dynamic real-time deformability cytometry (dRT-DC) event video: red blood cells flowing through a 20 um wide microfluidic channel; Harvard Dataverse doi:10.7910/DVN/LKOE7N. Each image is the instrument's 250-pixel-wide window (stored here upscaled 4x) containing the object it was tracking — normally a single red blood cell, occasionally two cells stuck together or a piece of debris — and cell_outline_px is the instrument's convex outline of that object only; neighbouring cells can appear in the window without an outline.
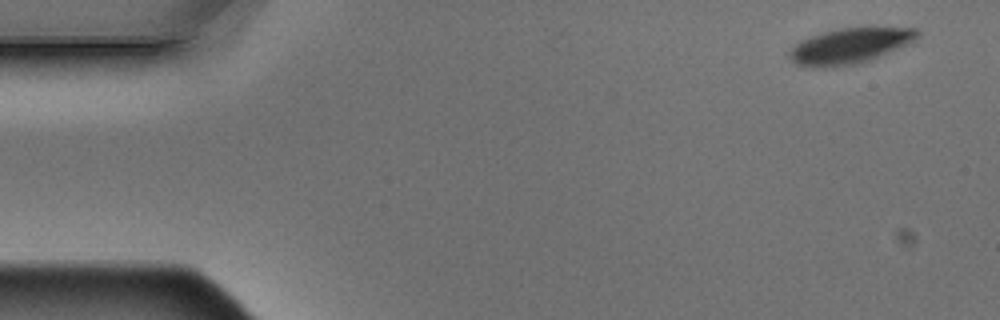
{"species": "Egyptian fruit bat (a non-hibernating species)", "species_latin": "Rousettus aegyptiacus", "temperature_condition": "warm", "stored_images_in_passage": 4, "camera_frame_rate_fps": 3000, "um_per_image_px": 0.085, "animal": {"sex": "male"}, "frame": {"image": 1, "passage_image": 1, "time_ms": 0.0, "image_size_px": [1000, 320], "cell_outline_px": [[920, 32], [916, 40], [908, 44], [868, 60], [856, 64], [812, 68], [796, 64], [788, 56], [788, 52], [800, 40], [824, 32], [840, 28], [916, 28]], "centroid_in_image_um": [72.21, 3.9], "position_along_channel_um": 12.8, "area_um2": 26.01}}
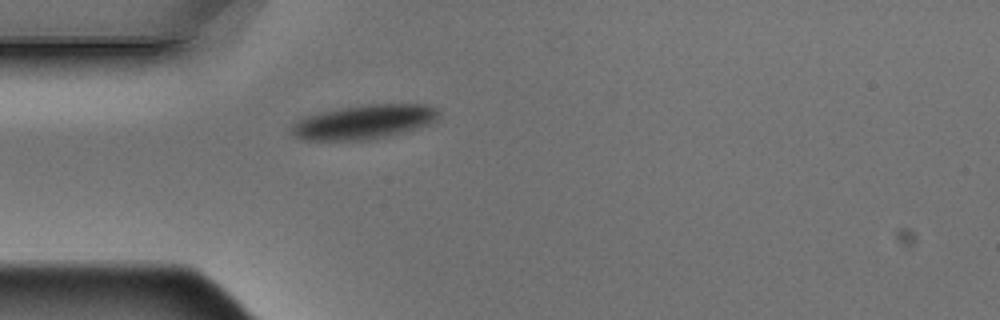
{"frame": {"image": 2, "passage_image": 4, "time_ms": 1.0, "image_size_px": [1000, 320], "cell_outline_px": [[440, 112], [436, 120], [420, 128], [388, 136], [368, 140], [304, 140], [296, 136], [292, 132], [292, 128], [304, 116], [320, 112], [368, 104], [428, 104], [436, 108]], "centroid_in_image_um": [31.01, 10.36], "position_along_channel_um": 54.0, "area_um2": 29.13}}